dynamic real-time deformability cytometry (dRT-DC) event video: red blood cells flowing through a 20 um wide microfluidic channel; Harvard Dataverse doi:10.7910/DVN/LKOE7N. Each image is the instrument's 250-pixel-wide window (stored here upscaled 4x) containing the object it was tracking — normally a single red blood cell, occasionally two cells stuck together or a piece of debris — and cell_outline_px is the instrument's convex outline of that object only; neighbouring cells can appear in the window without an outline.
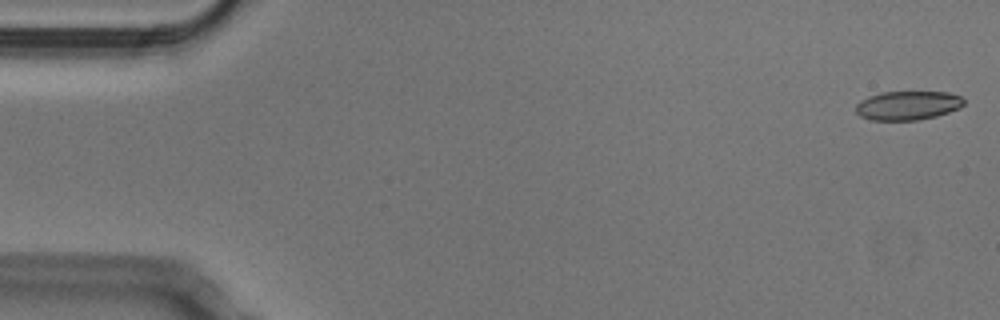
{"species": "Egyptian fruit bat (a non-hibernating species)", "species_latin": "Rousettus aegyptiacus", "temperature_condition": "cold", "stored_images_in_passage": 52, "camera_frame_rate_fps": 3000, "um_per_image_px": 0.085, "animal": {"sex": "male"}, "frame": {"image": 1, "passage_image": 1, "time_ms": 0.0, "image_size_px": [1000, 320], "cell_outline_px": [[964, 104], [960, 108], [936, 116], [916, 120], [872, 120], [860, 116], [856, 112], [856, 104], [860, 100], [868, 96], [880, 92], [948, 92], [960, 96], [964, 100]], "centroid_in_image_um": [77.14, 8.96], "position_along_channel_um": 7.9, "area_um2": 18.26}}
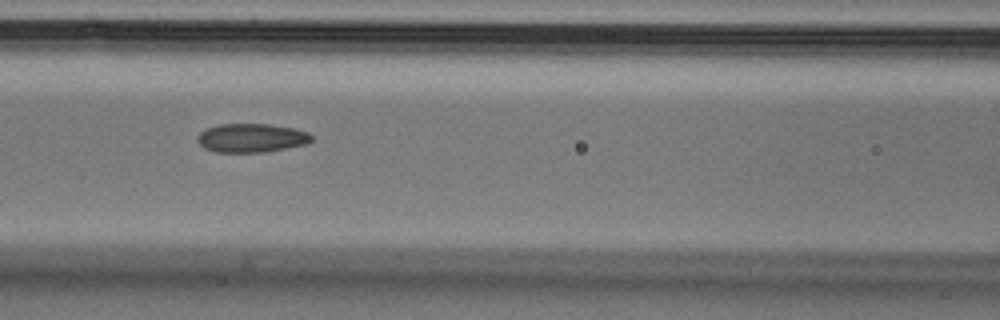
{"frame": {"image": 2, "passage_image": 22, "time_ms": 7.0, "image_size_px": [1000, 320], "cell_outline_px": [[312, 140], [308, 144], [268, 152], [216, 152], [204, 148], [196, 140], [196, 136], [204, 128], [216, 124], [268, 124], [296, 128], [308, 132], [312, 136]], "centroid_in_image_um": [21.37, 11.72], "position_along_channel_um": 145.2, "area_um2": 19.54}}
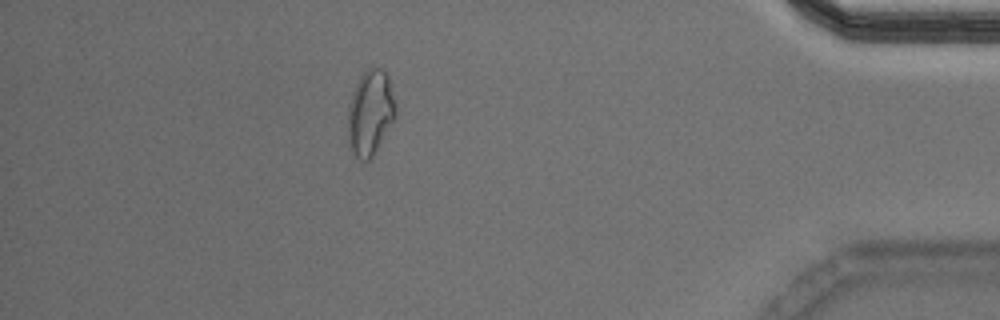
{"frame": {"image": 3, "passage_image": 46, "time_ms": 15.0, "image_size_px": [1000, 320], "cell_outline_px": [[396, 116], [372, 156], [368, 160], [360, 160], [348, 148], [348, 104], [352, 92], [360, 76], [372, 64], [380, 68], [388, 76], [396, 104]], "centroid_in_image_um": [31.46, 9.55], "position_along_channel_um": 403.7, "area_um2": 23.81}, "authors_computed_cell_mechanics": {"area_um2": 19.7387, "velocity_mm_per_s": 3.8053, "shape_relaxation_time_tau1_ms": null, "shape_relaxation_time_tau2_ms": 4.8235, "deformation_change_tau1": null, "deformation_change_tau2": 0.0949}}